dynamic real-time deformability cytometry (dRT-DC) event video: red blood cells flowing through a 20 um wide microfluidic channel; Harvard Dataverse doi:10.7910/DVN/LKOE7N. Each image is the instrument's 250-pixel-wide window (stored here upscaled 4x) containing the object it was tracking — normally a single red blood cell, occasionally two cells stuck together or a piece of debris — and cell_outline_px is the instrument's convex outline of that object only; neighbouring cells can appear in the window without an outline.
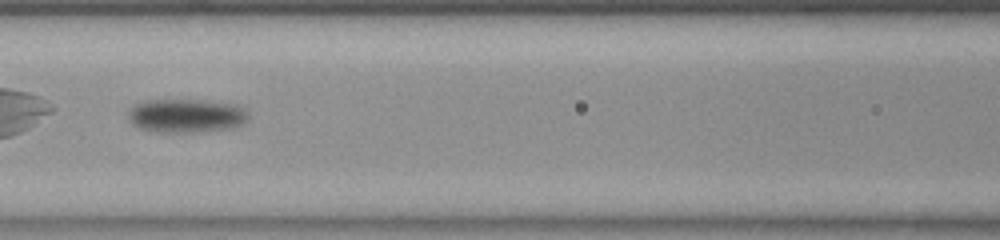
{"species": "common noctule bat (a hibernating species)", "species_latin": "Nyctalus noctula", "temperature_condition": "room temperature", "stored_images_in_passage": 29, "camera_frame_rate_fps": 3000, "um_per_image_px": 0.085, "animal": {"sex": "female", "body_mass_g": 23.0, "forearm_length_mm": 53.4}, "frame": {"image": 1, "passage_image": 8, "time_ms": 2.333, "image_size_px": [1000, 240], "cell_outline_px": [[244, 120], [236, 124], [212, 128], [144, 128], [136, 124], [128, 116], [128, 112], [136, 104], [144, 100], [200, 100], [236, 104], [244, 108]], "centroid_in_image_um": [15.77, 9.7], "position_along_channel_um": 150.8, "area_um2": 20.75}, "authors_computed_cell_mechanics": {"area_um2": 20.808, "velocity_mm_per_s": 3.6351, "shape_relaxation_time_tau1_ms": 8.8175, "shape_relaxation_time_tau2_ms": null, "deformation_change_tau1": 0.1532, "deformation_change_tau2": null}}